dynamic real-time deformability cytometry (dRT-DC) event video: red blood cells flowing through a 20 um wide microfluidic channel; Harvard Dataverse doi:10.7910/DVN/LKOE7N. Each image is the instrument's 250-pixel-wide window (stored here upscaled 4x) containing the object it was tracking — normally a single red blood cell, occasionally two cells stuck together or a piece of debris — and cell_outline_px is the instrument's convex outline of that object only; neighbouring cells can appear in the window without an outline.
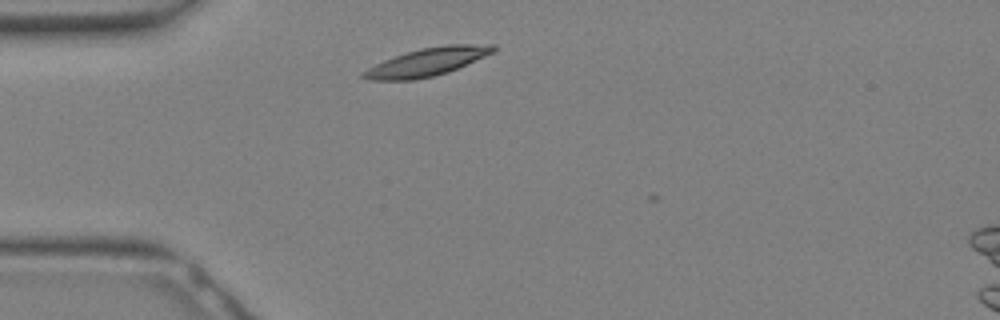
{"species": "Egyptian fruit bat (a non-hibernating species)", "species_latin": "Rousettus aegyptiacus", "temperature_condition": "warm", "stored_images_in_passage": 4, "camera_frame_rate_fps": 3000, "um_per_image_px": 0.085, "animal": {"sex": "female"}, "frame": {"image": 1, "passage_image": 2, "time_ms": 0.333, "image_size_px": [1000, 320], "cell_outline_px": [[496, 48], [492, 52], [448, 72], [432, 76], [412, 80], [368, 80], [360, 76], [368, 68], [384, 60], [420, 48], [448, 44], [496, 44]], "centroid_in_image_um": [36.3, 5.26], "position_along_channel_um": 48.7, "area_um2": 20.75}}